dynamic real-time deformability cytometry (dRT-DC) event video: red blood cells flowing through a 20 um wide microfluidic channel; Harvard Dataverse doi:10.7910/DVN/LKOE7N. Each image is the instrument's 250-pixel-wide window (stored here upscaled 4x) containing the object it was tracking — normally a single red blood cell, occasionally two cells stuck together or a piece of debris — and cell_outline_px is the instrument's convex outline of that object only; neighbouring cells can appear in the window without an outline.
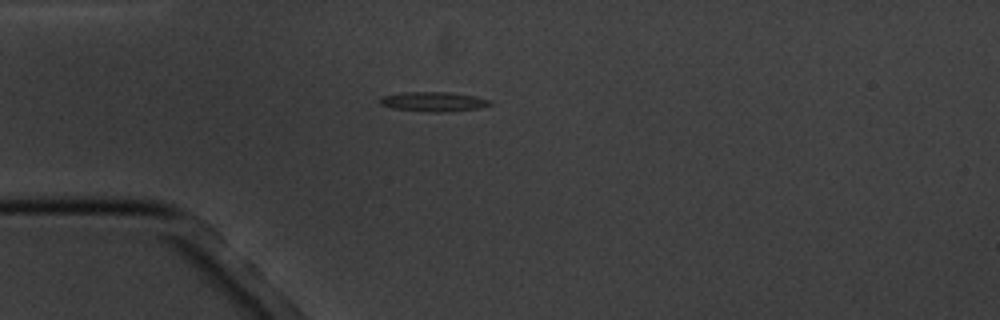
{"species": "common noctule bat (a hibernating species)", "species_latin": "Nyctalus noctula", "temperature_condition": "cold", "stored_images_in_passage": 3, "camera_frame_rate_fps": 3000, "um_per_image_px": 0.085, "animal": {"sex": "male", "body_mass_g": 20.1, "forearm_length_mm": 53.5}, "frame": {"image": 1, "passage_image": 2, "time_ms": 2.0, "image_size_px": [1000, 320], "cell_outline_px": [[492, 104], [480, 108], [444, 112], [428, 112], [392, 108], [380, 104], [380, 96], [404, 92], [452, 92], [476, 96], [492, 100]], "centroid_in_image_um": [36.87, 8.63], "position_along_channel_um": 48.1, "area_um2": 12.72}}